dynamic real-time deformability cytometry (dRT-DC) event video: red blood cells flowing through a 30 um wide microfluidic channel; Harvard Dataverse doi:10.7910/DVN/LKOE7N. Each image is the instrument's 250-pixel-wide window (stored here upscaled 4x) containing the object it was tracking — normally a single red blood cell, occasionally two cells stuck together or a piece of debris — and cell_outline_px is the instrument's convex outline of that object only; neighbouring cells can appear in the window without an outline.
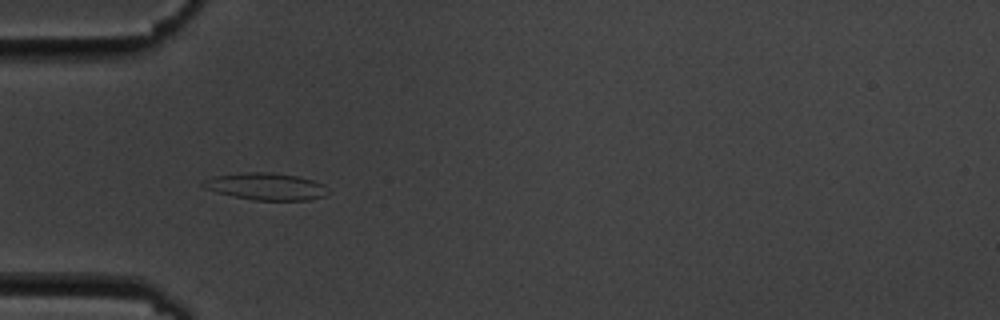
{"species": "common noctule bat (a hibernating species)", "species_latin": "Nyctalus noctula", "temperature_condition": "cold", "stored_images_in_passage": 16, "camera_frame_rate_fps": 3000, "um_per_image_px": 0.085, "animal": {"sex": "male", "body_mass_g": 19.5, "forearm_length_mm": 54.6}, "frame": {"image": 1, "passage_image": 6, "time_ms": 6.667, "image_size_px": [1000, 320], "cell_outline_px": [[332, 192], [324, 196], [308, 200], [256, 200], [232, 196], [216, 192], [204, 188], [200, 184], [204, 180], [212, 176], [248, 172], [272, 172], [296, 176], [312, 180], [324, 184]], "centroid_in_image_um": [22.62, 15.85], "position_along_channel_um": 62.4, "area_um2": 19.83}}
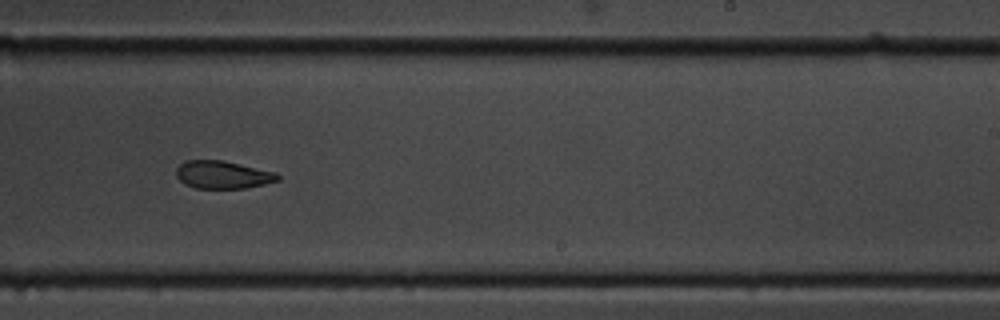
{"frame": {"image": 2, "passage_image": 11, "time_ms": 12.667, "image_size_px": [1000, 320], "cell_outline_px": [[280, 180], [248, 188], [196, 188], [184, 184], [176, 176], [176, 168], [184, 160], [224, 160], [276, 172], [280, 176]], "centroid_in_image_um": [18.94, 14.85], "position_along_channel_um": 270.1, "area_um2": 16.59}}
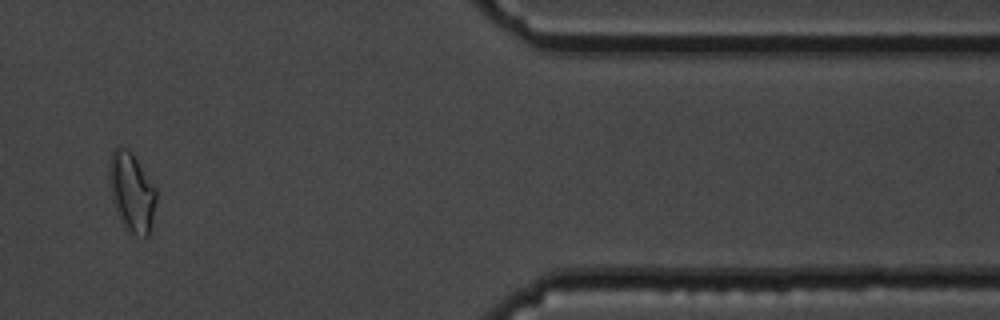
{"frame": {"image": 3, "passage_image": 15, "time_ms": 17.333, "image_size_px": [1000, 320], "cell_outline_px": [[156, 200], [152, 224], [148, 236], [136, 236], [128, 232], [120, 220], [116, 212], [108, 184], [108, 176], [112, 152], [120, 144], [128, 148], [132, 152], [156, 188]], "centroid_in_image_um": [11.19, 16.33], "position_along_channel_um": 400.2, "area_um2": 21.96}, "authors_computed_cell_mechanics": {"area_um2": 18.9006, "velocity_mm_per_s": 3.5189, "shape_relaxation_time_tau1_ms": 2.7313, "shape_relaxation_time_tau2_ms": 4.5545, "deformation_change_tau1": 0.1006, "deformation_change_tau2": 0.0976}}